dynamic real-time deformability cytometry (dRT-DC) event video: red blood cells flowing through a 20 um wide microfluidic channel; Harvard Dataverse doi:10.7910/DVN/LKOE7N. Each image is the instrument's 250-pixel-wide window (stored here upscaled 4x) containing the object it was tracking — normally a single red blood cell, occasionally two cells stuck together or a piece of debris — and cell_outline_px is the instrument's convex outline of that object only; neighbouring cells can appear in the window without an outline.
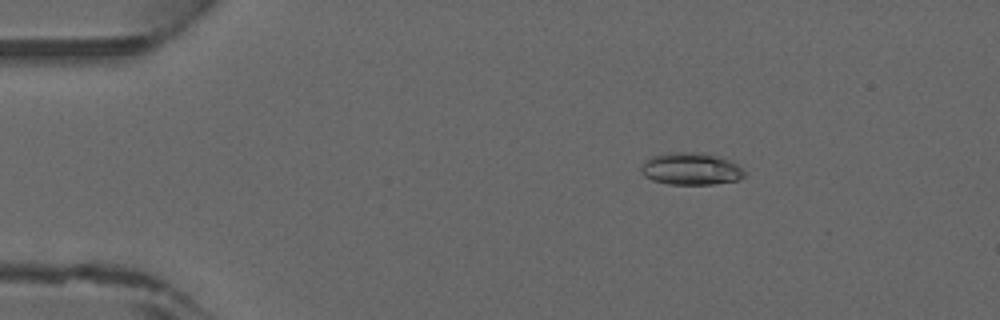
{"species": "common noctule bat (a hibernating species)", "species_latin": "Nyctalus noctula", "temperature_condition": "warm", "stored_images_in_passage": 35, "camera_frame_rate_fps": 3000, "um_per_image_px": 0.085, "animal": {"sex": "male", "forearm_length_mm": 52.5}, "frame": {"image": 1, "passage_image": 1, "time_ms": 0.0, "image_size_px": [1000, 320], "cell_outline_px": [[744, 176], [740, 180], [712, 184], [668, 184], [652, 180], [644, 176], [640, 172], [640, 168], [644, 160], [652, 156], [664, 152], [712, 152], [736, 164], [744, 172]], "centroid_in_image_um": [58.69, 14.33], "position_along_channel_um": 26.3, "area_um2": 19.77}}
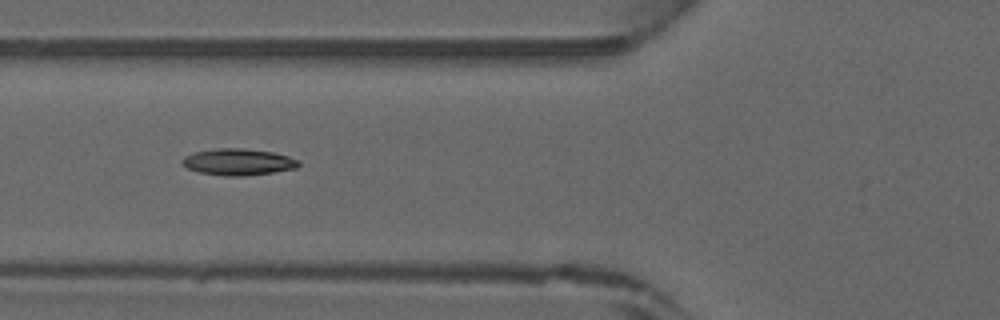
{"frame": {"image": 2, "passage_image": 11, "time_ms": 3.333, "image_size_px": [1000, 320], "cell_outline_px": [[300, 164], [296, 168], [272, 172], [244, 176], [224, 176], [200, 172], [188, 168], [180, 164], [180, 160], [184, 156], [196, 152], [216, 148], [244, 148], [272, 152], [288, 156], [296, 160]], "centroid_in_image_um": [20.2, 13.76], "position_along_channel_um": 105.6, "area_um2": 17.92}}
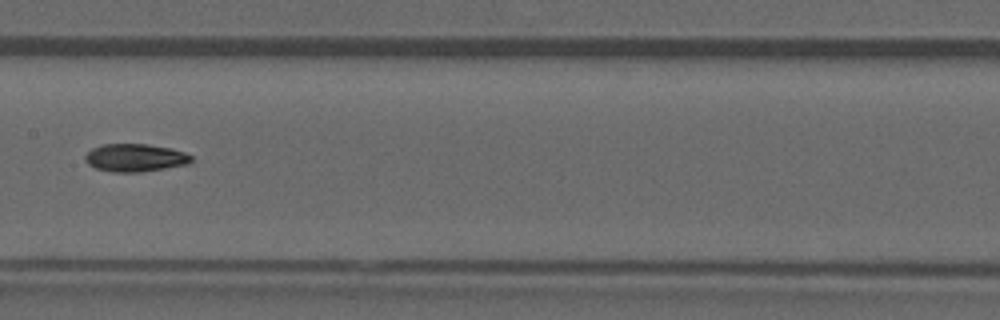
{"frame": {"image": 3, "passage_image": 17, "time_ms": 5.333, "image_size_px": [1000, 320], "cell_outline_px": [[192, 160], [188, 164], [140, 172], [112, 172], [96, 168], [88, 164], [84, 160], [84, 156], [92, 148], [104, 144], [144, 144], [172, 148], [184, 152], [192, 156]], "centroid_in_image_um": [11.47, 13.41], "position_along_channel_um": 195.9, "area_um2": 17.17}}